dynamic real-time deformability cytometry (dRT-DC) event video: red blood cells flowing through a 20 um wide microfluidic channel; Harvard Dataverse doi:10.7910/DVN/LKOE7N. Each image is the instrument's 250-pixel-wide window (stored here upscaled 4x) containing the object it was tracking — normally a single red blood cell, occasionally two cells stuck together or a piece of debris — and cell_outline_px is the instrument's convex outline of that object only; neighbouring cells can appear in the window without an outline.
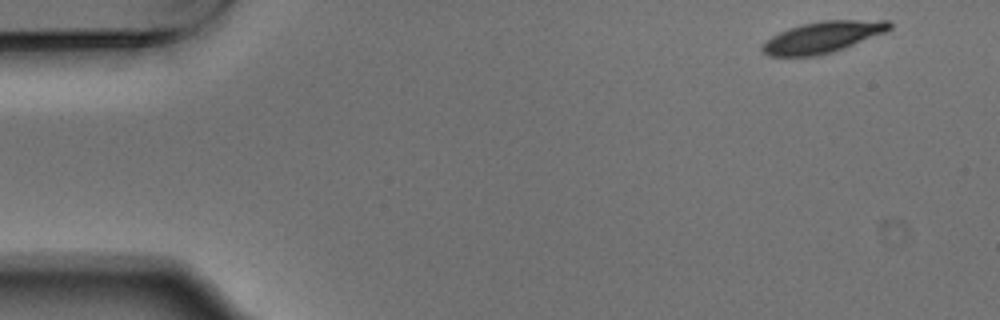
{"species": "Egyptian fruit bat (a non-hibernating species)", "species_latin": "Rousettus aegyptiacus", "temperature_condition": "warm", "stored_images_in_passage": 4, "camera_frame_rate_fps": 3000, "um_per_image_px": 0.085, "animal": {"sex": "male"}, "frame": {"image": 1, "passage_image": 1, "time_ms": 0.0, "image_size_px": [1000, 320], "cell_outline_px": [[892, 28], [884, 32], [844, 48], [832, 52], [816, 56], [768, 56], [760, 48], [772, 36], [788, 28], [800, 24], [824, 20], [892, 20]], "centroid_in_image_um": [69.94, 3.14], "position_along_channel_um": 15.1, "area_um2": 23.06}}
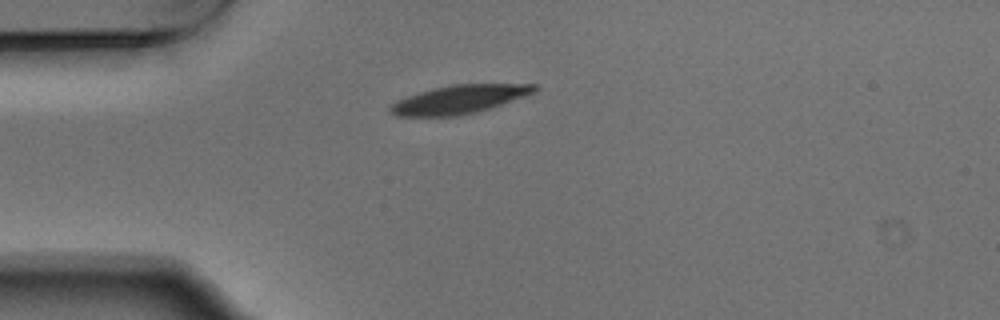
{"frame": {"image": 2, "passage_image": 4, "time_ms": 1.0, "image_size_px": [1000, 320], "cell_outline_px": [[540, 88], [536, 92], [476, 112], [456, 116], [396, 116], [388, 112], [388, 108], [396, 100], [432, 88], [452, 84], [536, 84]], "centroid_in_image_um": [39.01, 8.44], "position_along_channel_um": 46.0, "area_um2": 23.81}}